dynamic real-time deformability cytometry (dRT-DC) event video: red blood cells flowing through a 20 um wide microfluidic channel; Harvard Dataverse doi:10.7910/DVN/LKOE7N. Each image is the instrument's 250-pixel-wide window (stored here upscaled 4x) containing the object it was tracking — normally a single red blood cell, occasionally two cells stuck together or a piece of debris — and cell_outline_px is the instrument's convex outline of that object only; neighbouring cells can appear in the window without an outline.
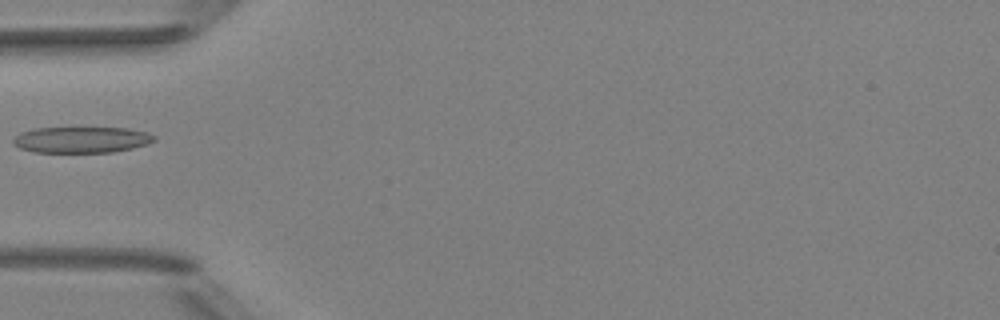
{"species": "Egyptian fruit bat (a non-hibernating species)", "species_latin": "Rousettus aegyptiacus", "temperature_condition": "room temperature", "stored_images_in_passage": 5, "camera_frame_rate_fps": 3000, "um_per_image_px": 0.085, "animal": {"sex": "female"}, "frame": {"image": 1, "passage_image": 5, "time_ms": 4.667, "image_size_px": [1000, 320], "cell_outline_px": [[156, 140], [148, 144], [132, 148], [112, 152], [32, 152], [20, 148], [12, 144], [12, 140], [20, 132], [36, 128], [128, 128], [148, 132], [156, 136]], "centroid_in_image_um": [6.94, 11.88], "position_along_channel_um": 78.1, "area_um2": 21.56}}